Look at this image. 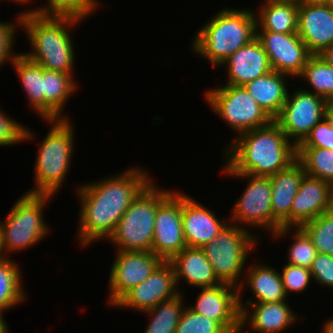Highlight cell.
<instances>
[{"mask_svg": "<svg viewBox=\"0 0 333 333\" xmlns=\"http://www.w3.org/2000/svg\"><path fill=\"white\" fill-rule=\"evenodd\" d=\"M292 235L293 243L288 251V264L310 268L318 254L317 250L308 235L300 227H295Z\"/></svg>", "mask_w": 333, "mask_h": 333, "instance_id": "35", "label": "cell"}, {"mask_svg": "<svg viewBox=\"0 0 333 333\" xmlns=\"http://www.w3.org/2000/svg\"><path fill=\"white\" fill-rule=\"evenodd\" d=\"M72 74L47 70L43 67V95L45 97V120L63 119V109L69 97L77 90Z\"/></svg>", "mask_w": 333, "mask_h": 333, "instance_id": "26", "label": "cell"}, {"mask_svg": "<svg viewBox=\"0 0 333 333\" xmlns=\"http://www.w3.org/2000/svg\"><path fill=\"white\" fill-rule=\"evenodd\" d=\"M249 233L246 227L228 223L220 233L202 249L212 265L216 277L237 288L241 285L240 276L246 265L249 252L258 243V237Z\"/></svg>", "mask_w": 333, "mask_h": 333, "instance_id": "8", "label": "cell"}, {"mask_svg": "<svg viewBox=\"0 0 333 333\" xmlns=\"http://www.w3.org/2000/svg\"><path fill=\"white\" fill-rule=\"evenodd\" d=\"M293 92L292 96L288 92L287 100L274 121L297 147L325 117L328 101L307 89L298 88Z\"/></svg>", "mask_w": 333, "mask_h": 333, "instance_id": "11", "label": "cell"}, {"mask_svg": "<svg viewBox=\"0 0 333 333\" xmlns=\"http://www.w3.org/2000/svg\"><path fill=\"white\" fill-rule=\"evenodd\" d=\"M1 1V0H0ZM11 1H14V3H17V4H22V1L21 0H11Z\"/></svg>", "mask_w": 333, "mask_h": 333, "instance_id": "51", "label": "cell"}, {"mask_svg": "<svg viewBox=\"0 0 333 333\" xmlns=\"http://www.w3.org/2000/svg\"><path fill=\"white\" fill-rule=\"evenodd\" d=\"M246 179L247 187L238 200L233 204L231 218L227 221L235 222L240 227H262L271 234L281 228V224L272 216L270 177L253 176L247 174H229V176ZM240 223V224H239ZM245 224V225H242Z\"/></svg>", "mask_w": 333, "mask_h": 333, "instance_id": "10", "label": "cell"}, {"mask_svg": "<svg viewBox=\"0 0 333 333\" xmlns=\"http://www.w3.org/2000/svg\"><path fill=\"white\" fill-rule=\"evenodd\" d=\"M206 102L238 135L268 125L272 119L244 86L222 85L205 93Z\"/></svg>", "mask_w": 333, "mask_h": 333, "instance_id": "9", "label": "cell"}, {"mask_svg": "<svg viewBox=\"0 0 333 333\" xmlns=\"http://www.w3.org/2000/svg\"><path fill=\"white\" fill-rule=\"evenodd\" d=\"M298 78H303L312 86V93L325 98L327 101L333 98V67L319 55H312L308 59Z\"/></svg>", "mask_w": 333, "mask_h": 333, "instance_id": "32", "label": "cell"}, {"mask_svg": "<svg viewBox=\"0 0 333 333\" xmlns=\"http://www.w3.org/2000/svg\"><path fill=\"white\" fill-rule=\"evenodd\" d=\"M45 121L52 126L40 144L34 163L36 184L25 193L55 196L70 169L75 146L74 127L69 117Z\"/></svg>", "mask_w": 333, "mask_h": 333, "instance_id": "5", "label": "cell"}, {"mask_svg": "<svg viewBox=\"0 0 333 333\" xmlns=\"http://www.w3.org/2000/svg\"><path fill=\"white\" fill-rule=\"evenodd\" d=\"M305 175L302 163L296 159L287 168L270 176L272 216L281 228H290L291 205Z\"/></svg>", "mask_w": 333, "mask_h": 333, "instance_id": "22", "label": "cell"}, {"mask_svg": "<svg viewBox=\"0 0 333 333\" xmlns=\"http://www.w3.org/2000/svg\"><path fill=\"white\" fill-rule=\"evenodd\" d=\"M284 291L288 297L290 293H301L309 286L312 279L309 268L293 266L288 263L284 265L280 272Z\"/></svg>", "mask_w": 333, "mask_h": 333, "instance_id": "38", "label": "cell"}, {"mask_svg": "<svg viewBox=\"0 0 333 333\" xmlns=\"http://www.w3.org/2000/svg\"><path fill=\"white\" fill-rule=\"evenodd\" d=\"M325 118L333 128V107L328 103L325 109Z\"/></svg>", "mask_w": 333, "mask_h": 333, "instance_id": "43", "label": "cell"}, {"mask_svg": "<svg viewBox=\"0 0 333 333\" xmlns=\"http://www.w3.org/2000/svg\"><path fill=\"white\" fill-rule=\"evenodd\" d=\"M297 33L312 55L333 44V9L326 3L298 5Z\"/></svg>", "mask_w": 333, "mask_h": 333, "instance_id": "18", "label": "cell"}, {"mask_svg": "<svg viewBox=\"0 0 333 333\" xmlns=\"http://www.w3.org/2000/svg\"><path fill=\"white\" fill-rule=\"evenodd\" d=\"M325 3L333 9V0H326Z\"/></svg>", "mask_w": 333, "mask_h": 333, "instance_id": "50", "label": "cell"}, {"mask_svg": "<svg viewBox=\"0 0 333 333\" xmlns=\"http://www.w3.org/2000/svg\"><path fill=\"white\" fill-rule=\"evenodd\" d=\"M22 83L25 94L28 97V104L45 120V97L43 95V67L28 58L22 53L14 58L10 63Z\"/></svg>", "mask_w": 333, "mask_h": 333, "instance_id": "28", "label": "cell"}, {"mask_svg": "<svg viewBox=\"0 0 333 333\" xmlns=\"http://www.w3.org/2000/svg\"><path fill=\"white\" fill-rule=\"evenodd\" d=\"M0 333H9L8 325L2 314H0Z\"/></svg>", "mask_w": 333, "mask_h": 333, "instance_id": "44", "label": "cell"}, {"mask_svg": "<svg viewBox=\"0 0 333 333\" xmlns=\"http://www.w3.org/2000/svg\"><path fill=\"white\" fill-rule=\"evenodd\" d=\"M227 150V151H226ZM223 166L228 174L270 177L297 159V147L279 125H268L239 134L225 149Z\"/></svg>", "mask_w": 333, "mask_h": 333, "instance_id": "2", "label": "cell"}, {"mask_svg": "<svg viewBox=\"0 0 333 333\" xmlns=\"http://www.w3.org/2000/svg\"><path fill=\"white\" fill-rule=\"evenodd\" d=\"M242 298L239 297L241 333L247 325L255 333H282L298 320L289 302L243 303Z\"/></svg>", "mask_w": 333, "mask_h": 333, "instance_id": "19", "label": "cell"}, {"mask_svg": "<svg viewBox=\"0 0 333 333\" xmlns=\"http://www.w3.org/2000/svg\"><path fill=\"white\" fill-rule=\"evenodd\" d=\"M4 258L2 250V236H1V226H0V259Z\"/></svg>", "mask_w": 333, "mask_h": 333, "instance_id": "47", "label": "cell"}, {"mask_svg": "<svg viewBox=\"0 0 333 333\" xmlns=\"http://www.w3.org/2000/svg\"><path fill=\"white\" fill-rule=\"evenodd\" d=\"M152 182L134 199L107 239L117 251H152L158 206L172 193Z\"/></svg>", "mask_w": 333, "mask_h": 333, "instance_id": "6", "label": "cell"}, {"mask_svg": "<svg viewBox=\"0 0 333 333\" xmlns=\"http://www.w3.org/2000/svg\"><path fill=\"white\" fill-rule=\"evenodd\" d=\"M52 197L25 193L14 203L5 221H0L4 258L8 252L25 250L47 237L50 231L42 212Z\"/></svg>", "mask_w": 333, "mask_h": 333, "instance_id": "7", "label": "cell"}, {"mask_svg": "<svg viewBox=\"0 0 333 333\" xmlns=\"http://www.w3.org/2000/svg\"><path fill=\"white\" fill-rule=\"evenodd\" d=\"M220 66L228 68L225 84L234 86H244L273 70L269 57L257 38L238 49Z\"/></svg>", "mask_w": 333, "mask_h": 333, "instance_id": "21", "label": "cell"}, {"mask_svg": "<svg viewBox=\"0 0 333 333\" xmlns=\"http://www.w3.org/2000/svg\"><path fill=\"white\" fill-rule=\"evenodd\" d=\"M179 293L173 266L169 261H163L147 279L128 291L114 306L132 308L142 313Z\"/></svg>", "mask_w": 333, "mask_h": 333, "instance_id": "16", "label": "cell"}, {"mask_svg": "<svg viewBox=\"0 0 333 333\" xmlns=\"http://www.w3.org/2000/svg\"><path fill=\"white\" fill-rule=\"evenodd\" d=\"M332 208L333 186L322 179L305 175L291 205L290 228L282 227L272 235L276 239L285 237L290 230L301 227Z\"/></svg>", "mask_w": 333, "mask_h": 333, "instance_id": "14", "label": "cell"}, {"mask_svg": "<svg viewBox=\"0 0 333 333\" xmlns=\"http://www.w3.org/2000/svg\"><path fill=\"white\" fill-rule=\"evenodd\" d=\"M140 168L76 186L81 204L77 236L83 247L108 239L134 199L153 181L148 172Z\"/></svg>", "mask_w": 333, "mask_h": 333, "instance_id": "1", "label": "cell"}, {"mask_svg": "<svg viewBox=\"0 0 333 333\" xmlns=\"http://www.w3.org/2000/svg\"><path fill=\"white\" fill-rule=\"evenodd\" d=\"M182 293L143 312L151 318L144 333H175L185 308Z\"/></svg>", "mask_w": 333, "mask_h": 333, "instance_id": "30", "label": "cell"}, {"mask_svg": "<svg viewBox=\"0 0 333 333\" xmlns=\"http://www.w3.org/2000/svg\"><path fill=\"white\" fill-rule=\"evenodd\" d=\"M41 8L28 9L40 15L74 16L85 20L98 7H102L98 0H48Z\"/></svg>", "mask_w": 333, "mask_h": 333, "instance_id": "34", "label": "cell"}, {"mask_svg": "<svg viewBox=\"0 0 333 333\" xmlns=\"http://www.w3.org/2000/svg\"><path fill=\"white\" fill-rule=\"evenodd\" d=\"M318 253L333 256V208L300 227Z\"/></svg>", "mask_w": 333, "mask_h": 333, "instance_id": "33", "label": "cell"}, {"mask_svg": "<svg viewBox=\"0 0 333 333\" xmlns=\"http://www.w3.org/2000/svg\"><path fill=\"white\" fill-rule=\"evenodd\" d=\"M328 103L333 107V98Z\"/></svg>", "mask_w": 333, "mask_h": 333, "instance_id": "53", "label": "cell"}, {"mask_svg": "<svg viewBox=\"0 0 333 333\" xmlns=\"http://www.w3.org/2000/svg\"><path fill=\"white\" fill-rule=\"evenodd\" d=\"M319 56L330 66L333 67V44L324 49Z\"/></svg>", "mask_w": 333, "mask_h": 333, "instance_id": "42", "label": "cell"}, {"mask_svg": "<svg viewBox=\"0 0 333 333\" xmlns=\"http://www.w3.org/2000/svg\"><path fill=\"white\" fill-rule=\"evenodd\" d=\"M220 220L211 210L182 193L183 234L187 247L202 248L229 223Z\"/></svg>", "mask_w": 333, "mask_h": 333, "instance_id": "20", "label": "cell"}, {"mask_svg": "<svg viewBox=\"0 0 333 333\" xmlns=\"http://www.w3.org/2000/svg\"><path fill=\"white\" fill-rule=\"evenodd\" d=\"M169 262L173 266L178 288L182 280L197 289L212 288L222 283L216 277L214 269L202 248L186 247Z\"/></svg>", "mask_w": 333, "mask_h": 333, "instance_id": "23", "label": "cell"}, {"mask_svg": "<svg viewBox=\"0 0 333 333\" xmlns=\"http://www.w3.org/2000/svg\"><path fill=\"white\" fill-rule=\"evenodd\" d=\"M256 16L246 9L222 8L201 26L192 40L193 52L219 67L229 56L256 38Z\"/></svg>", "mask_w": 333, "mask_h": 333, "instance_id": "4", "label": "cell"}, {"mask_svg": "<svg viewBox=\"0 0 333 333\" xmlns=\"http://www.w3.org/2000/svg\"><path fill=\"white\" fill-rule=\"evenodd\" d=\"M22 1V4H28V2H31V0H21Z\"/></svg>", "mask_w": 333, "mask_h": 333, "instance_id": "52", "label": "cell"}, {"mask_svg": "<svg viewBox=\"0 0 333 333\" xmlns=\"http://www.w3.org/2000/svg\"><path fill=\"white\" fill-rule=\"evenodd\" d=\"M322 333H333V330L325 323L322 329Z\"/></svg>", "mask_w": 333, "mask_h": 333, "instance_id": "46", "label": "cell"}, {"mask_svg": "<svg viewBox=\"0 0 333 333\" xmlns=\"http://www.w3.org/2000/svg\"><path fill=\"white\" fill-rule=\"evenodd\" d=\"M115 255L108 280L111 306L147 279L163 262L152 251H117Z\"/></svg>", "mask_w": 333, "mask_h": 333, "instance_id": "12", "label": "cell"}, {"mask_svg": "<svg viewBox=\"0 0 333 333\" xmlns=\"http://www.w3.org/2000/svg\"><path fill=\"white\" fill-rule=\"evenodd\" d=\"M256 38L269 57L271 67L292 78H298L312 54L298 33L256 31Z\"/></svg>", "mask_w": 333, "mask_h": 333, "instance_id": "15", "label": "cell"}, {"mask_svg": "<svg viewBox=\"0 0 333 333\" xmlns=\"http://www.w3.org/2000/svg\"><path fill=\"white\" fill-rule=\"evenodd\" d=\"M274 2H284V3H292V4H296L299 5L303 2V0H271Z\"/></svg>", "mask_w": 333, "mask_h": 333, "instance_id": "45", "label": "cell"}, {"mask_svg": "<svg viewBox=\"0 0 333 333\" xmlns=\"http://www.w3.org/2000/svg\"><path fill=\"white\" fill-rule=\"evenodd\" d=\"M325 323L333 330V318L327 320Z\"/></svg>", "mask_w": 333, "mask_h": 333, "instance_id": "49", "label": "cell"}, {"mask_svg": "<svg viewBox=\"0 0 333 333\" xmlns=\"http://www.w3.org/2000/svg\"><path fill=\"white\" fill-rule=\"evenodd\" d=\"M190 306L188 308L192 311L217 321L228 333H241L237 287L221 283L216 287L202 288L196 304Z\"/></svg>", "mask_w": 333, "mask_h": 333, "instance_id": "17", "label": "cell"}, {"mask_svg": "<svg viewBox=\"0 0 333 333\" xmlns=\"http://www.w3.org/2000/svg\"><path fill=\"white\" fill-rule=\"evenodd\" d=\"M297 159L305 174L329 182L333 186V150L315 147H297Z\"/></svg>", "mask_w": 333, "mask_h": 333, "instance_id": "31", "label": "cell"}, {"mask_svg": "<svg viewBox=\"0 0 333 333\" xmlns=\"http://www.w3.org/2000/svg\"><path fill=\"white\" fill-rule=\"evenodd\" d=\"M20 266L9 260L0 259V314L10 310L26 299L25 290L22 287Z\"/></svg>", "mask_w": 333, "mask_h": 333, "instance_id": "29", "label": "cell"}, {"mask_svg": "<svg viewBox=\"0 0 333 333\" xmlns=\"http://www.w3.org/2000/svg\"><path fill=\"white\" fill-rule=\"evenodd\" d=\"M255 16L256 31L297 33L298 5L296 4L265 0Z\"/></svg>", "mask_w": 333, "mask_h": 333, "instance_id": "27", "label": "cell"}, {"mask_svg": "<svg viewBox=\"0 0 333 333\" xmlns=\"http://www.w3.org/2000/svg\"><path fill=\"white\" fill-rule=\"evenodd\" d=\"M15 21L17 22L16 26L14 22L10 23L0 21V69L3 64L6 62L9 63V61L12 62L18 55L17 53L12 52V50L16 41L15 33L17 31L15 30L17 27L20 28V13L17 15Z\"/></svg>", "mask_w": 333, "mask_h": 333, "instance_id": "40", "label": "cell"}, {"mask_svg": "<svg viewBox=\"0 0 333 333\" xmlns=\"http://www.w3.org/2000/svg\"><path fill=\"white\" fill-rule=\"evenodd\" d=\"M297 147H315L333 150V128L324 117Z\"/></svg>", "mask_w": 333, "mask_h": 333, "instance_id": "39", "label": "cell"}, {"mask_svg": "<svg viewBox=\"0 0 333 333\" xmlns=\"http://www.w3.org/2000/svg\"><path fill=\"white\" fill-rule=\"evenodd\" d=\"M33 137H35V134L31 130L0 110V146L27 142Z\"/></svg>", "mask_w": 333, "mask_h": 333, "instance_id": "37", "label": "cell"}, {"mask_svg": "<svg viewBox=\"0 0 333 333\" xmlns=\"http://www.w3.org/2000/svg\"><path fill=\"white\" fill-rule=\"evenodd\" d=\"M309 270L315 283L321 287H333V256L318 253Z\"/></svg>", "mask_w": 333, "mask_h": 333, "instance_id": "41", "label": "cell"}, {"mask_svg": "<svg viewBox=\"0 0 333 333\" xmlns=\"http://www.w3.org/2000/svg\"><path fill=\"white\" fill-rule=\"evenodd\" d=\"M246 271L244 280L239 286V297H242L244 286L250 287L254 300H246L245 303H267L287 301L280 272L271 266L264 264H251ZM246 283V284H245ZM242 292V293H241Z\"/></svg>", "mask_w": 333, "mask_h": 333, "instance_id": "24", "label": "cell"}, {"mask_svg": "<svg viewBox=\"0 0 333 333\" xmlns=\"http://www.w3.org/2000/svg\"><path fill=\"white\" fill-rule=\"evenodd\" d=\"M186 247L182 223V193L173 191L158 206L152 252L163 261H170Z\"/></svg>", "mask_w": 333, "mask_h": 333, "instance_id": "13", "label": "cell"}, {"mask_svg": "<svg viewBox=\"0 0 333 333\" xmlns=\"http://www.w3.org/2000/svg\"><path fill=\"white\" fill-rule=\"evenodd\" d=\"M83 20L74 16L40 15L21 11L20 27L25 30L32 52L22 53L47 70L74 76L75 51L70 29ZM71 37V38H70Z\"/></svg>", "mask_w": 333, "mask_h": 333, "instance_id": "3", "label": "cell"}, {"mask_svg": "<svg viewBox=\"0 0 333 333\" xmlns=\"http://www.w3.org/2000/svg\"><path fill=\"white\" fill-rule=\"evenodd\" d=\"M175 333H228L217 321L185 306Z\"/></svg>", "mask_w": 333, "mask_h": 333, "instance_id": "36", "label": "cell"}, {"mask_svg": "<svg viewBox=\"0 0 333 333\" xmlns=\"http://www.w3.org/2000/svg\"><path fill=\"white\" fill-rule=\"evenodd\" d=\"M303 2H309V3H325L326 0H303Z\"/></svg>", "mask_w": 333, "mask_h": 333, "instance_id": "48", "label": "cell"}, {"mask_svg": "<svg viewBox=\"0 0 333 333\" xmlns=\"http://www.w3.org/2000/svg\"><path fill=\"white\" fill-rule=\"evenodd\" d=\"M286 78H289V76L272 70L266 75L244 85L250 95L272 120L279 115L287 100Z\"/></svg>", "mask_w": 333, "mask_h": 333, "instance_id": "25", "label": "cell"}]
</instances>
